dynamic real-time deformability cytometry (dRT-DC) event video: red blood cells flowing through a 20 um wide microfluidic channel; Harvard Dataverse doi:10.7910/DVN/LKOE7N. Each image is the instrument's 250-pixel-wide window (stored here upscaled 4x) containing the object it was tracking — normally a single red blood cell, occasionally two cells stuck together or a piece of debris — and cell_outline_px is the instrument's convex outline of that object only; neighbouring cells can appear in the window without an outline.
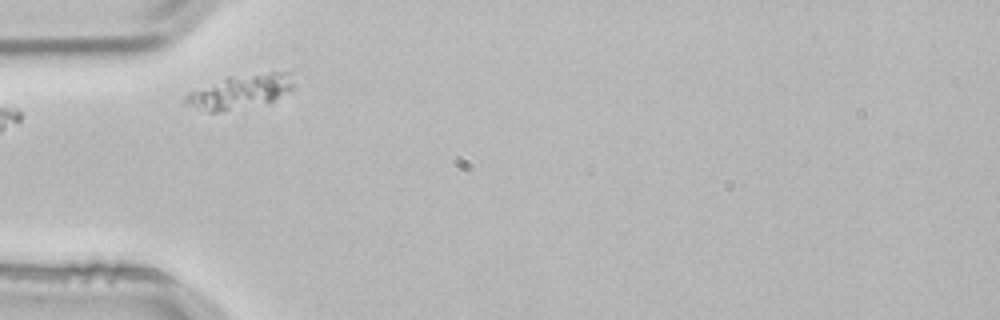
{"species": "common noctule bat (a hibernating species)", "species_latin": "Nyctalus noctula", "temperature_condition": "room temperature", "stored_images_in_passage": 1, "camera_frame_rate_fps": 3000, "um_per_image_px": 0.085, "animal": {"sex": "male", "body_mass_g": 21.5, "forearm_length_mm": 52.0}, "frame": {"image": 1, "passage_image": 1, "time_ms": 0.0, "image_size_px": [1000, 320], "cell_outline_px": [[296, 84], [292, 88], [268, 104], [216, 112], [208, 112], [184, 104], [180, 100], [188, 92], [228, 76], [272, 72], [292, 72]], "centroid_in_image_um": [20.41, 7.79], "position_along_channel_um": 64.6, "area_um2": 21.85}}